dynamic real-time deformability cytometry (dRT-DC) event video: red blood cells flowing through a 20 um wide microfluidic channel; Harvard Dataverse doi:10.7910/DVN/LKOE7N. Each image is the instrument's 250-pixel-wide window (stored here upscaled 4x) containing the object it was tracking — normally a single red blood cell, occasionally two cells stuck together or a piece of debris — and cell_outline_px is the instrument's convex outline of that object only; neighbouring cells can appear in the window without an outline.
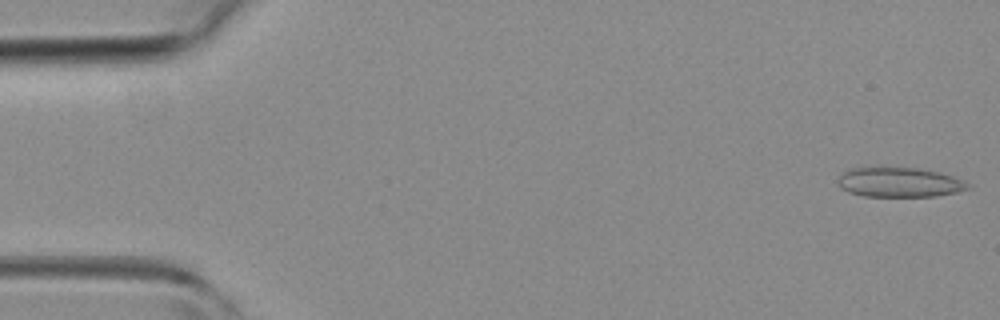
{"species": "common noctule bat (a hibernating species)", "species_latin": "Nyctalus noctula", "temperature_condition": "room temperature", "stored_images_in_passage": 43, "camera_frame_rate_fps": 3000, "um_per_image_px": 0.085, "animal": {"sex": "female", "body_mass_g": 19.3, "forearm_length_mm": 54.1}, "frame": {"image": 1, "passage_image": 1, "time_ms": 0.0, "image_size_px": [1000, 320], "cell_outline_px": [[972, 188], [956, 192], [936, 196], [864, 196], [848, 192], [840, 188], [836, 180], [848, 168], [876, 164], [920, 168], [940, 172], [964, 180]], "centroid_in_image_um": [76.38, 15.44], "position_along_channel_um": 8.6, "area_um2": 23.52}}
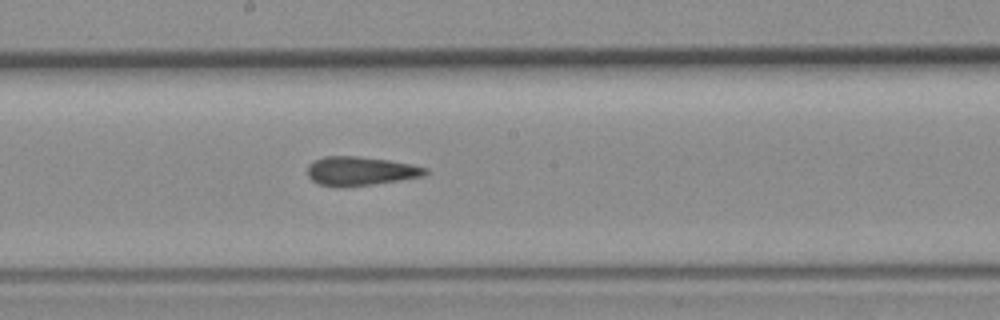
{"frame": {"image": 2, "passage_image": 23, "time_ms": 7.333, "image_size_px": [1000, 320], "cell_outline_px": [[428, 172], [424, 176], [400, 180], [372, 184], [340, 188], [320, 184], [312, 180], [308, 176], [308, 164], [324, 156], [356, 156], [388, 160], [412, 164], [428, 168]], "centroid_in_image_um": [30.64, 14.54], "position_along_channel_um": 217.6, "area_um2": 19.88}}
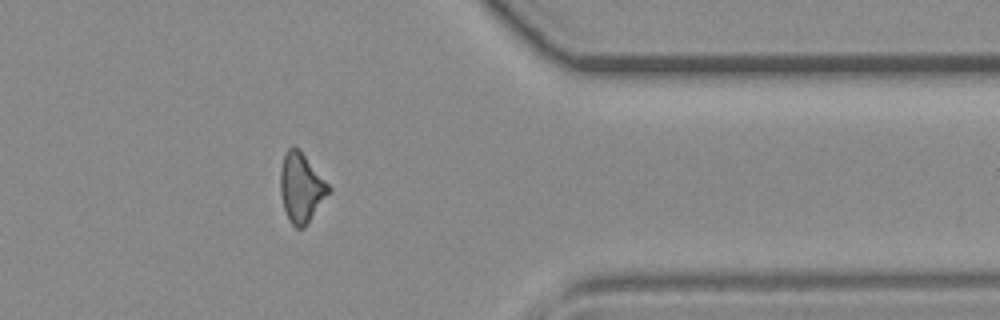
{"frame": {"image": 3, "passage_image": 35, "time_ms": 11.333, "image_size_px": [1000, 320], "cell_outline_px": [[332, 192], [304, 228], [296, 228], [288, 220], [284, 208], [280, 192], [280, 168], [284, 152], [288, 148], [300, 148], [332, 188]], "centroid_in_image_um": [25.62, 15.95], "position_along_channel_um": 385.8, "area_um2": 19.94}}